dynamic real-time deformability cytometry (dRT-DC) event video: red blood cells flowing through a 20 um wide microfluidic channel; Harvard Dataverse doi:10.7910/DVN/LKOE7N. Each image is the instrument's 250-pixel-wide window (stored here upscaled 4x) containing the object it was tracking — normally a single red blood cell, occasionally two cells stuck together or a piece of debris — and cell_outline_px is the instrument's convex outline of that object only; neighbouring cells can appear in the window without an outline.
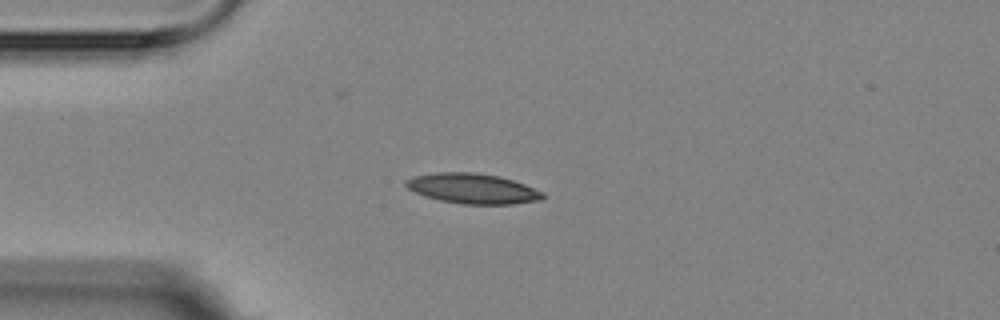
{"species": "Egyptian fruit bat (a non-hibernating species)", "species_latin": "Rousettus aegyptiacus", "temperature_condition": "room temperature", "stored_images_in_passage": 15, "camera_frame_rate_fps": 3000, "um_per_image_px": 0.085, "animal": {"sex": "female"}, "frame": {"image": 1, "passage_image": 1, "time_ms": 0.0, "image_size_px": [1000, 320], "cell_outline_px": [[544, 196], [540, 200], [512, 204], [464, 204], [440, 200], [424, 196], [408, 188], [404, 184], [404, 180], [412, 176], [436, 172], [476, 172], [500, 176], [524, 184], [544, 192]], "centroid_in_image_um": [40.15, 16.01], "position_along_channel_um": 44.8, "area_um2": 24.1}}
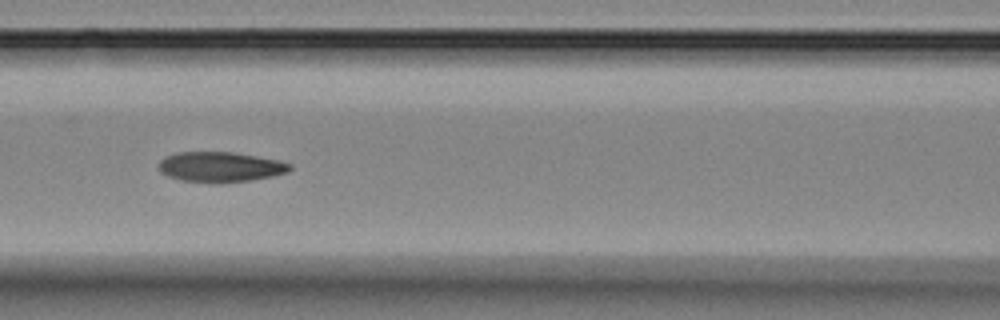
{"frame": {"image": 2, "passage_image": 4, "time_ms": 3.333, "image_size_px": [1000, 320], "cell_outline_px": [[292, 168], [288, 172], [272, 176], [248, 180], [180, 180], [168, 176], [160, 172], [160, 160], [164, 156], [176, 152], [232, 152], [256, 156], [276, 160], [292, 164]], "centroid_in_image_um": [18.72, 14.14], "position_along_channel_um": 147.9, "area_um2": 22.14}}
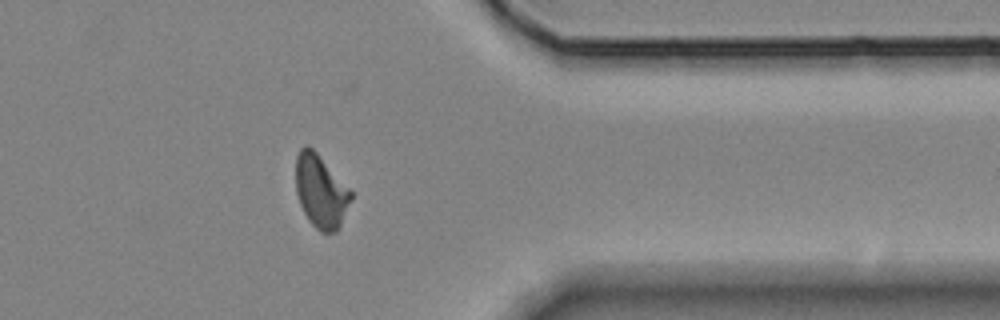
{"frame": {"image": 3, "passage_image": 10, "time_ms": 10.333, "image_size_px": [1000, 320], "cell_outline_px": [[352, 196], [340, 224], [336, 232], [320, 232], [308, 220], [300, 204], [296, 192], [296, 156], [300, 148], [304, 144], [308, 144], [316, 152], [352, 192]], "centroid_in_image_um": [27.23, 16.24], "position_along_channel_um": 384.2, "area_um2": 23.12}, "authors_computed_cell_mechanics": {"area_um2": 23.0622, "velocity_mm_per_s": 3.562, "shape_relaxation_time_tau1_ms": 5.375, "shape_relaxation_time_tau2_ms": 2.1721, "deformation_change_tau1": 0.1513, "deformation_change_tau2": 0.0641}}